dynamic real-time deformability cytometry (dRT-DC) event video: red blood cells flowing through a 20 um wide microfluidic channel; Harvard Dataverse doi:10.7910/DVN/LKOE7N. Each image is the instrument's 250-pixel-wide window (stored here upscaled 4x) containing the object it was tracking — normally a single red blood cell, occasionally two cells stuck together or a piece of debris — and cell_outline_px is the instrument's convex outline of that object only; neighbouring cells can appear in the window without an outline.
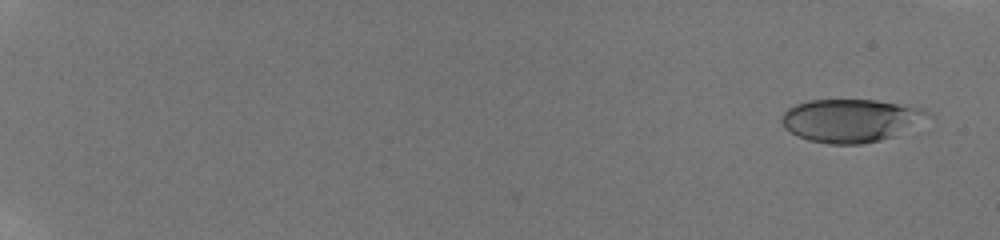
{"species": "human", "species_latin": "Homo sapiens", "temperature_condition": "room temperature", "stored_images_in_passage": 46, "camera_frame_rate_fps": 3000, "um_per_image_px": 0.085, "donor": {"sex": "male"}, "frame": {"image": 1, "passage_image": 2, "time_ms": 0.333, "image_size_px": [1000, 240], "cell_outline_px": [[932, 116], [892, 136], [880, 140], [864, 144], [828, 144], [808, 140], [784, 128], [780, 120], [784, 112], [788, 108], [796, 104], [808, 100], [876, 100], [924, 108]], "centroid_in_image_um": [72.28, 10.23], "position_along_channel_um": 12.7, "area_um2": 36.41}}
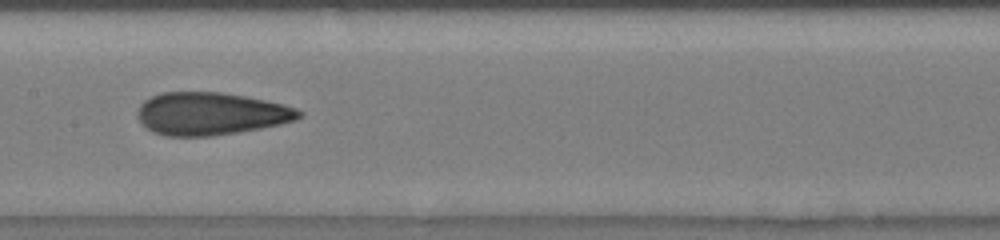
{"frame": {"image": 2, "passage_image": 26, "time_ms": 10.667, "image_size_px": [1000, 240], "cell_outline_px": [[304, 116], [296, 120], [280, 124], [260, 128], [212, 136], [164, 136], [152, 132], [136, 116], [136, 112], [140, 104], [144, 100], [160, 92], [224, 92], [284, 104], [296, 108], [304, 112]], "centroid_in_image_um": [17.92, 9.66], "position_along_channel_um": 189.5, "area_um2": 40.29}}
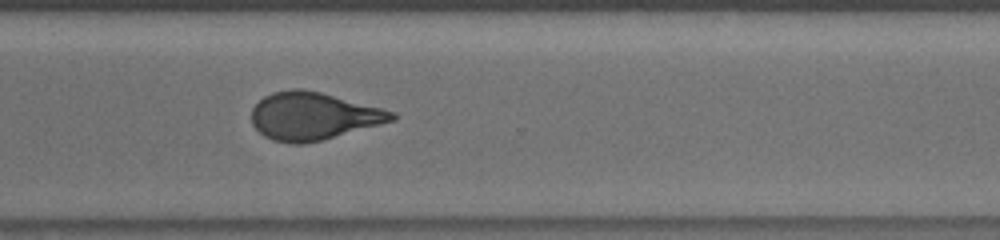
{"frame": {"image": 3, "passage_image": 37, "time_ms": 14.667, "image_size_px": [1000, 240], "cell_outline_px": [[396, 120], [320, 140], [304, 144], [292, 144], [272, 140], [264, 136], [252, 124], [252, 108], [264, 96], [272, 92], [292, 88], [300, 88], [320, 92], [396, 112]], "centroid_in_image_um": [26.6, 9.86], "position_along_channel_um": 344.0, "area_um2": 38.67}, "authors_computed_cell_mechanics": {"area_um2": 38.1769, "velocity_mm_per_s": 3.8744, "shape_relaxation_time_tau1_ms": 7.956, "shape_relaxation_time_tau2_ms": 1.1734, "deformation_change_tau1": 0.2162, "deformation_change_tau2": 0.0897}}